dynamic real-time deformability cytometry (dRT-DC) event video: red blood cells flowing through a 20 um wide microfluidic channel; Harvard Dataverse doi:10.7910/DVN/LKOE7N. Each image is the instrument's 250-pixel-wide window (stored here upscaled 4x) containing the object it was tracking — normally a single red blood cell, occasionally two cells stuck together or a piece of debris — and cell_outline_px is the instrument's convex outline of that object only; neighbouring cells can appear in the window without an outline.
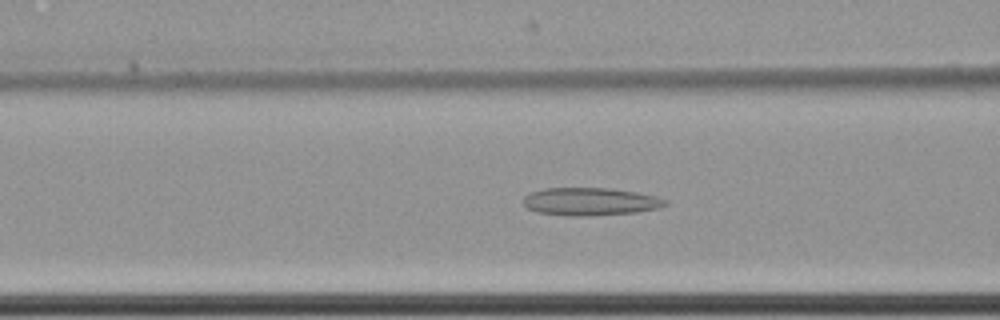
{"species": "common noctule bat (a hibernating species)", "species_latin": "Nyctalus noctula", "temperature_condition": "cold", "stored_images_in_passage": 46, "camera_frame_rate_fps": 3000, "um_per_image_px": 0.085, "animal": {"sex": "female", "body_mass_g": 22.7, "forearm_length_mm": 54.2}, "frame": {"image": 1, "passage_image": 11, "time_ms": 3.333, "image_size_px": [1000, 320], "cell_outline_px": [[668, 204], [660, 208], [636, 212], [588, 216], [572, 216], [536, 212], [528, 208], [524, 204], [524, 196], [528, 192], [544, 188], [612, 188], [636, 192], [656, 196], [668, 200]], "centroid_in_image_um": [50.18, 17.13], "position_along_channel_um": 116.4, "area_um2": 23.18}}
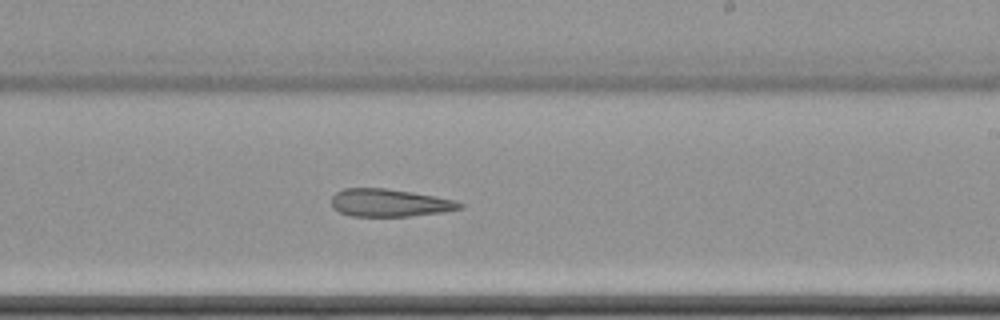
{"frame": {"image": 2, "passage_image": 23, "time_ms": 7.333, "image_size_px": [1000, 320], "cell_outline_px": [[464, 204], [460, 208], [444, 212], [412, 216], [352, 216], [340, 212], [332, 208], [332, 196], [336, 192], [344, 188], [384, 188], [412, 192], [456, 200]], "centroid_in_image_um": [33.1, 17.24], "position_along_channel_um": 255.9, "area_um2": 20.69}}
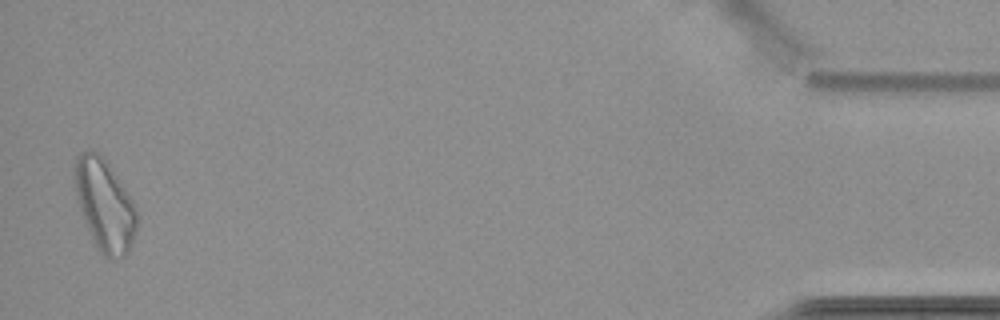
{"frame": {"image": 3, "passage_image": 45, "time_ms": 14.667, "image_size_px": [1000, 320], "cell_outline_px": [[136, 228], [128, 252], [124, 256], [108, 260], [96, 248], [84, 220], [76, 196], [72, 176], [72, 168], [76, 156], [80, 152], [92, 148], [104, 156], [128, 192], [136, 208]], "centroid_in_image_um": [8.85, 17.36], "position_along_channel_um": 426.4, "area_um2": 33.7}}